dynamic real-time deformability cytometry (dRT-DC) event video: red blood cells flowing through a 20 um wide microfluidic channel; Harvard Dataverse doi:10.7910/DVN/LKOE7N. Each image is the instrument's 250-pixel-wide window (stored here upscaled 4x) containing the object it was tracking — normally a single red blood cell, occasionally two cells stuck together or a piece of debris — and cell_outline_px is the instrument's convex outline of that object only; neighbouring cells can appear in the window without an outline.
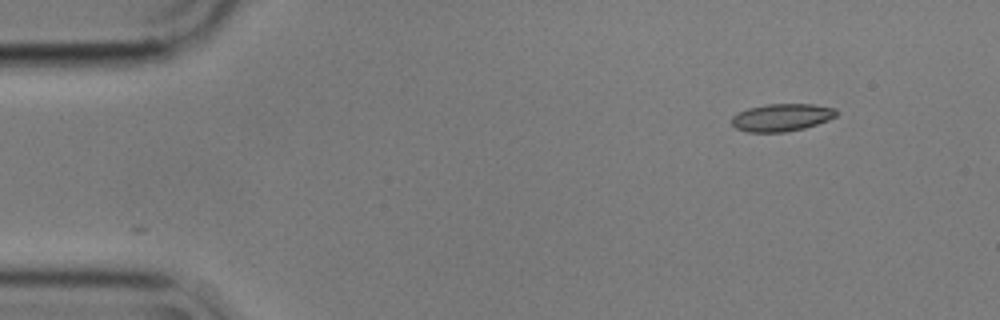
{"species": "common noctule bat (a hibernating species)", "species_latin": "Nyctalus noctula", "temperature_condition": "cold", "stored_images_in_passage": 24, "camera_frame_rate_fps": 3000, "um_per_image_px": 0.085, "animal": {"sex": "male", "body_mass_g": 17.9}, "frame": {"image": 1, "passage_image": 1, "time_ms": 0.0, "image_size_px": [1000, 320], "cell_outline_px": [[836, 116], [828, 120], [804, 128], [784, 132], [748, 132], [736, 128], [732, 124], [732, 116], [736, 112], [748, 108], [768, 104], [812, 104], [836, 108]], "centroid_in_image_um": [66.42, 9.98], "position_along_channel_um": 18.6, "area_um2": 16.76}}
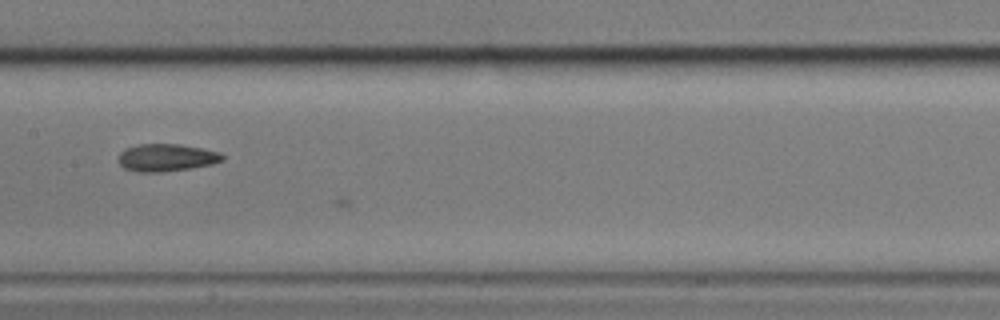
{"frame": {"image": 2, "passage_image": 23, "time_ms": 7.333, "image_size_px": [1000, 320], "cell_outline_px": [[224, 160], [212, 164], [192, 168], [160, 172], [136, 172], [124, 168], [120, 164], [120, 152], [124, 148], [140, 144], [180, 144], [220, 152], [224, 156]], "centroid_in_image_um": [14.15, 13.4], "position_along_channel_um": 193.2, "area_um2": 16.65}}